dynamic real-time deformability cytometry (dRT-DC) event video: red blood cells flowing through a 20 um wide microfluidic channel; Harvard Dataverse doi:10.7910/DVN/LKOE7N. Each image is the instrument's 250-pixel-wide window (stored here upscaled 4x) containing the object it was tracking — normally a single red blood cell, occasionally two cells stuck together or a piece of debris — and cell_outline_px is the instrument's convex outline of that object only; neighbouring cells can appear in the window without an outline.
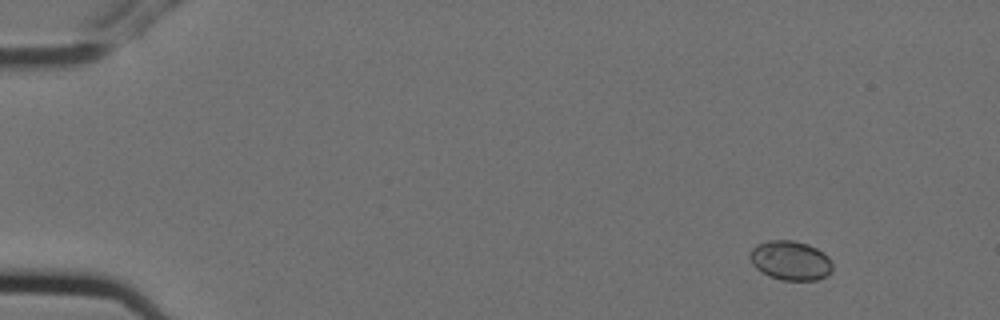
{"species": "Egyptian fruit bat (a non-hibernating species)", "species_latin": "Rousettus aegyptiacus", "temperature_condition": "cold", "stored_images_in_passage": 8, "camera_frame_rate_fps": 3000, "um_per_image_px": 0.085, "animal": {"sex": "female"}, "frame": {"image": 1, "passage_image": 1, "time_ms": 0.0, "image_size_px": [1000, 320], "cell_outline_px": [[832, 272], [828, 276], [816, 280], [784, 280], [768, 276], [760, 272], [752, 264], [752, 248], [756, 244], [768, 240], [792, 240], [808, 244], [824, 252], [832, 260]], "centroid_in_image_um": [67.23, 22.14], "position_along_channel_um": 17.8, "area_um2": 19.07}}
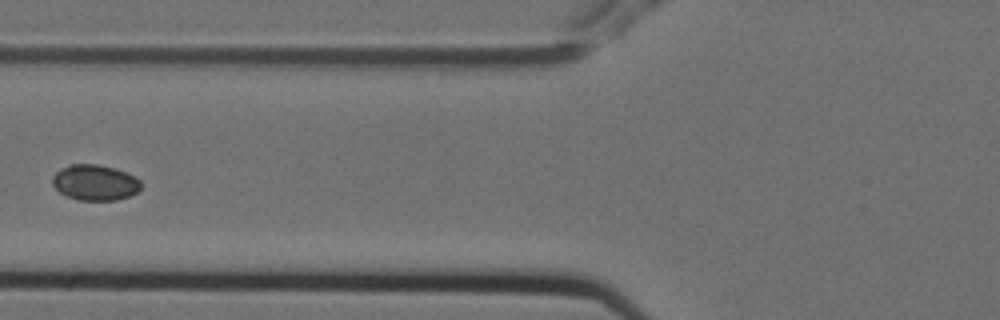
{"frame": {"image": 2, "passage_image": 6, "time_ms": 1.667, "image_size_px": [1000, 320], "cell_outline_px": [[140, 188], [136, 192], [128, 196], [116, 200], [80, 200], [68, 196], [60, 192], [52, 184], [52, 176], [60, 168], [68, 164], [100, 164], [124, 172], [140, 180]], "centroid_in_image_um": [8.03, 15.5], "position_along_channel_um": 117.8, "area_um2": 18.21}}
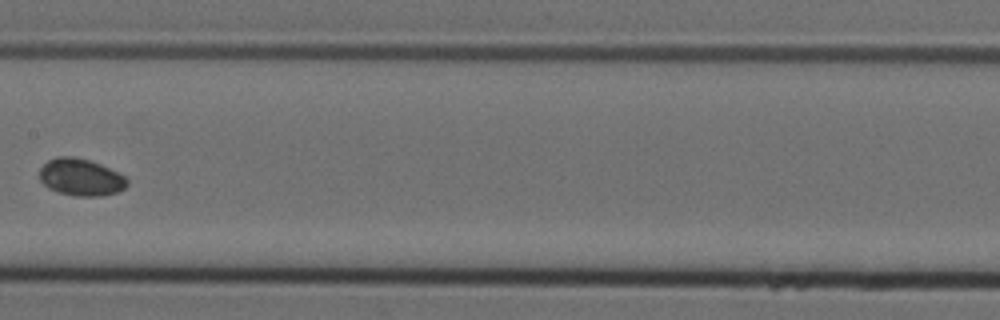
{"frame": {"image": 3, "passage_image": 8, "time_ms": 2.333, "image_size_px": [1000, 320], "cell_outline_px": [[128, 184], [124, 188], [116, 192], [100, 196], [72, 196], [56, 192], [48, 188], [40, 180], [40, 168], [48, 160], [56, 156], [76, 156], [100, 164], [124, 176], [128, 180]], "centroid_in_image_um": [6.83, 15.07], "position_along_channel_um": 200.6, "area_um2": 18.96}}